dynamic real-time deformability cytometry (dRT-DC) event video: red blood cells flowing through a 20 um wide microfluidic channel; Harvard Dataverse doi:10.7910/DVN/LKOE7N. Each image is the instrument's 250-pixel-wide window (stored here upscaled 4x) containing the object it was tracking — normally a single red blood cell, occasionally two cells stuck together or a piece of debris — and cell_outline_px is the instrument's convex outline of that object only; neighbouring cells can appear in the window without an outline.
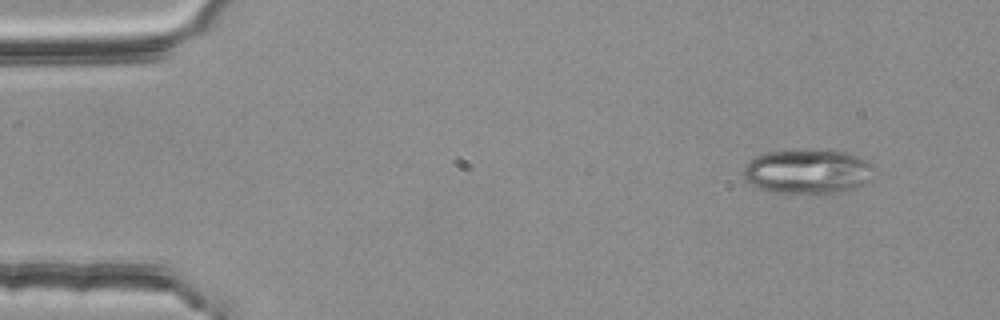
{"species": "common noctule bat (a hibernating species)", "species_latin": "Nyctalus noctula", "temperature_condition": "room temperature", "stored_images_in_passage": 3, "camera_frame_rate_fps": 3000, "um_per_image_px": 0.085, "animal": {"sex": "female", "body_mass_g": 25.1}, "frame": {"image": 1, "passage_image": 1, "time_ms": 0.0, "image_size_px": [1000, 320], "cell_outline_px": [[876, 168], [872, 180], [868, 184], [840, 192], [768, 192], [752, 184], [744, 176], [744, 164], [748, 160], [756, 156], [768, 152], [848, 152], [860, 156], [872, 164]], "centroid_in_image_um": [68.73, 14.6], "position_along_channel_um": 16.3, "area_um2": 33.29}}